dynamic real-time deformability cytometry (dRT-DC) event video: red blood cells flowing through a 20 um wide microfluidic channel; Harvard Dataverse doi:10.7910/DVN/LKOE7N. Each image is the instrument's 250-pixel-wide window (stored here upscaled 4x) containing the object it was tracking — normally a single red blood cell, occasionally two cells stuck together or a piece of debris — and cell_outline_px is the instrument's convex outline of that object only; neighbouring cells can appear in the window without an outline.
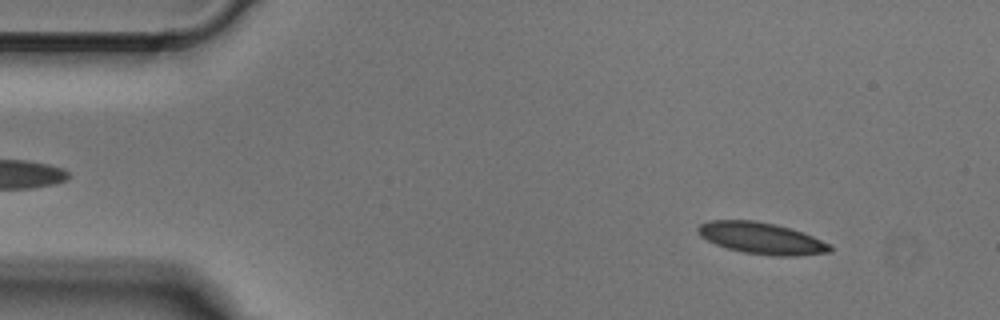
{"species": "Egyptian fruit bat (a non-hibernating species)", "species_latin": "Rousettus aegyptiacus", "temperature_condition": "cold", "stored_images_in_passage": 49, "camera_frame_rate_fps": 3000, "um_per_image_px": 0.085, "animal": {"sex": "male"}, "frame": {"image": 1, "passage_image": 5, "time_ms": 1.333, "image_size_px": [1000, 320], "cell_outline_px": [[832, 252], [796, 256], [776, 256], [744, 252], [728, 248], [716, 244], [700, 236], [696, 232], [696, 228], [700, 224], [708, 220], [752, 220], [776, 224], [812, 236], [832, 244]], "centroid_in_image_um": [64.73, 20.25], "position_along_channel_um": 20.3, "area_um2": 24.22}}
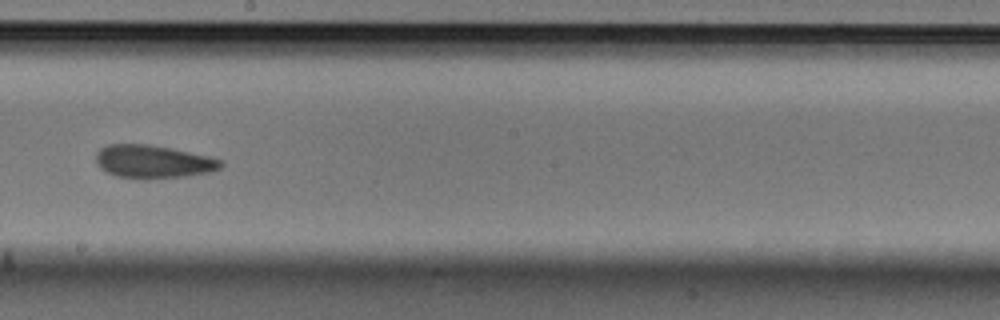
{"frame": {"image": 2, "passage_image": 27, "time_ms": 8.667, "image_size_px": [1000, 320], "cell_outline_px": [[224, 164], [220, 168], [212, 172], [188, 176], [144, 180], [116, 176], [104, 172], [96, 164], [96, 152], [100, 148], [108, 144], [148, 144], [172, 148], [208, 156], [224, 160]], "centroid_in_image_um": [13.01, 13.76], "position_along_channel_um": 235.2, "area_um2": 24.68}}
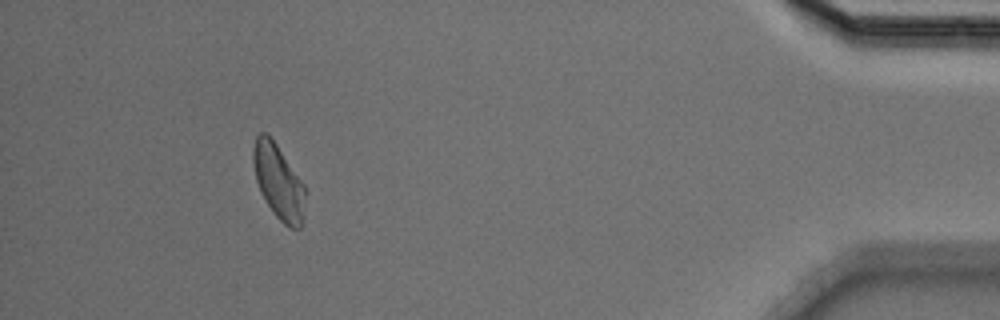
{"frame": {"image": 3, "passage_image": 45, "time_ms": 14.667, "image_size_px": [1000, 320], "cell_outline_px": [[308, 192], [300, 228], [288, 228], [276, 216], [260, 192], [256, 180], [252, 160], [252, 148], [256, 136], [260, 132], [264, 132], [276, 144], [304, 184]], "centroid_in_image_um": [23.68, 15.46], "position_along_channel_um": 411.5, "area_um2": 22.66}}